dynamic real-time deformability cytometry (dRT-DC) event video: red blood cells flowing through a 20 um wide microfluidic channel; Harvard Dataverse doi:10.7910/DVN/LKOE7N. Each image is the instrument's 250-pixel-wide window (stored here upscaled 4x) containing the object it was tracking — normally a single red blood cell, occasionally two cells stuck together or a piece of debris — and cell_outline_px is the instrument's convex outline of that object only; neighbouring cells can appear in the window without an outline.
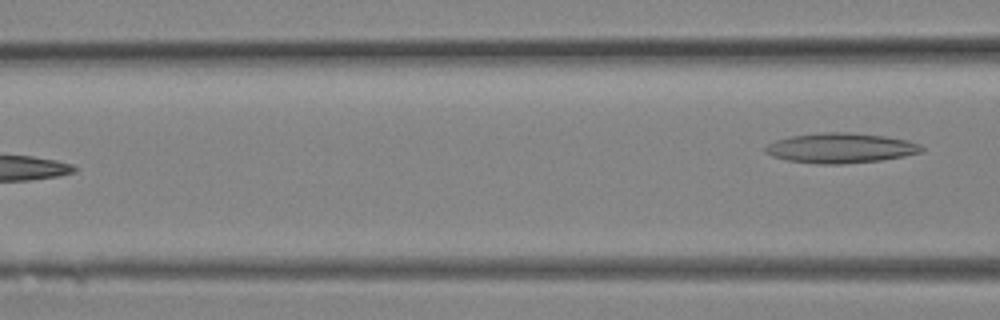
{"species": "Egyptian fruit bat (a non-hibernating species)", "species_latin": "Rousettus aegyptiacus", "temperature_condition": "room temperature", "stored_images_in_passage": 12, "camera_frame_rate_fps": 3000, "um_per_image_px": 0.085, "animal": {"sex": "female"}, "frame": {"image": 1, "passage_image": 12, "time_ms": 3.667, "image_size_px": [1000, 320], "cell_outline_px": [[924, 152], [904, 156], [880, 160], [840, 164], [816, 164], [788, 160], [772, 156], [764, 152], [764, 148], [768, 144], [776, 140], [792, 136], [824, 132], [848, 132], [884, 136], [908, 140], [920, 144], [924, 148]], "centroid_in_image_um": [71.47, 12.58], "position_along_channel_um": 95.1, "area_um2": 27.28}}